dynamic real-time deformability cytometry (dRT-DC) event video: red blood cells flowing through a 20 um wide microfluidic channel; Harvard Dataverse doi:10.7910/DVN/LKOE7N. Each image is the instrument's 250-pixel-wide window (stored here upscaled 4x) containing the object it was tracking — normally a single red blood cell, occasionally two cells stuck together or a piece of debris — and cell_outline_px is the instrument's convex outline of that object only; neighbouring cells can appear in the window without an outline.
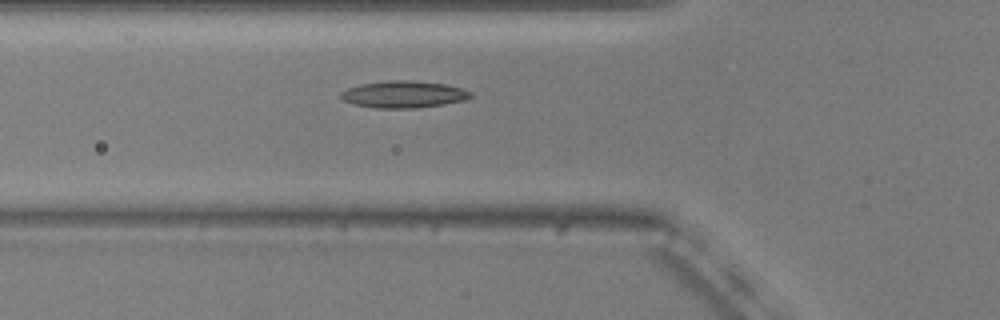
{"species": "common noctule bat (a hibernating species)", "species_latin": "Nyctalus noctula", "temperature_condition": "warm", "stored_images_in_passage": 52, "camera_frame_rate_fps": 3000, "um_per_image_px": 0.085, "animal": {"sex": "male", "body_mass_g": 20.5, "forearm_length_mm": 52.5}, "frame": {"image": 1, "passage_image": 17, "time_ms": 5.333, "image_size_px": [1000, 320], "cell_outline_px": [[472, 96], [464, 100], [444, 104], [412, 108], [376, 108], [356, 104], [344, 100], [340, 96], [340, 92], [348, 88], [360, 84], [388, 80], [412, 80], [444, 84], [460, 88], [472, 92]], "centroid_in_image_um": [34.3, 8.01], "position_along_channel_um": 91.5, "area_um2": 20.17}}
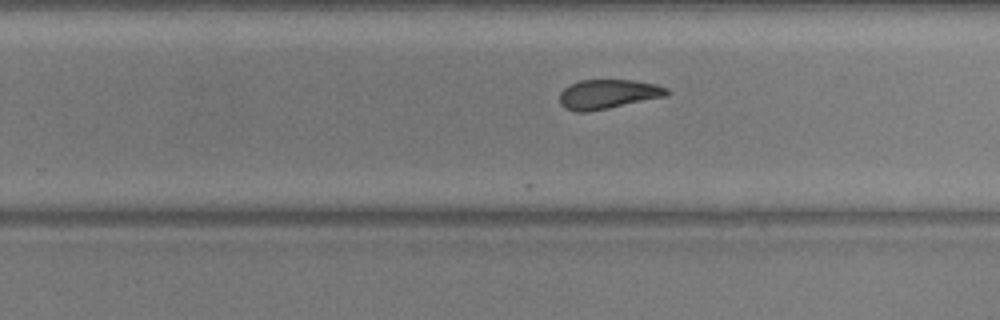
{"frame": {"image": 2, "passage_image": 32, "time_ms": 10.333, "image_size_px": [1000, 320], "cell_outline_px": [[668, 96], [588, 112], [576, 112], [564, 108], [560, 104], [560, 92], [564, 88], [580, 80], [632, 80], [656, 84], [668, 88]], "centroid_in_image_um": [51.68, 8.01], "position_along_channel_um": 278.1, "area_um2": 18.38}}
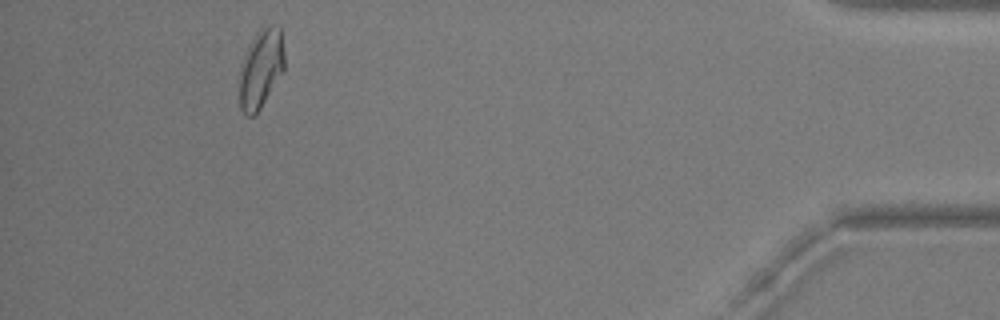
{"frame": {"image": 3, "passage_image": 48, "time_ms": 15.667, "image_size_px": [1000, 320], "cell_outline_px": [[284, 72], [260, 108], [252, 116], [248, 116], [240, 108], [240, 76], [252, 40], [260, 28], [268, 24], [280, 24], [284, 52]], "centroid_in_image_um": [22.24, 5.8], "position_along_channel_um": 413.0, "area_um2": 20.23}, "authors_computed_cell_mechanics": {"area_um2": 19.3919, "velocity_mm_per_s": 3.7203, "shape_relaxation_time_tau1_ms": null, "shape_relaxation_time_tau2_ms": 3.2465, "deformation_change_tau1": null, "deformation_change_tau2": 0.1071}}